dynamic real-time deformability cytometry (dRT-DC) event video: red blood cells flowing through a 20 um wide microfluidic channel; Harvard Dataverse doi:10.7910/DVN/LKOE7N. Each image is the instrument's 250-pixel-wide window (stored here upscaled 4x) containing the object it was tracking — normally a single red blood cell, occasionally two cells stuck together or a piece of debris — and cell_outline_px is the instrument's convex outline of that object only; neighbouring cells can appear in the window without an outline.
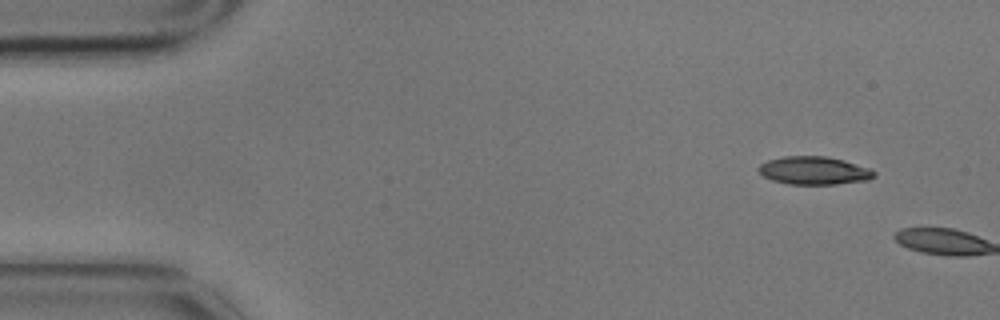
{"species": "common noctule bat (a hibernating species)", "species_latin": "Nyctalus noctula", "temperature_condition": "cold", "stored_images_in_passage": 2, "camera_frame_rate_fps": 3000, "um_per_image_px": 0.085, "animal": {"sex": "male", "body_mass_g": 17.9}, "frame": {"image": 1, "passage_image": 1, "time_ms": 0.0, "image_size_px": [1000, 320], "cell_outline_px": [[876, 176], [868, 180], [836, 184], [788, 184], [772, 180], [764, 176], [756, 168], [760, 164], [768, 160], [784, 156], [828, 156], [844, 160], [872, 168], [876, 172]], "centroid_in_image_um": [69.23, 14.49], "position_along_channel_um": 15.8, "area_um2": 19.07}}